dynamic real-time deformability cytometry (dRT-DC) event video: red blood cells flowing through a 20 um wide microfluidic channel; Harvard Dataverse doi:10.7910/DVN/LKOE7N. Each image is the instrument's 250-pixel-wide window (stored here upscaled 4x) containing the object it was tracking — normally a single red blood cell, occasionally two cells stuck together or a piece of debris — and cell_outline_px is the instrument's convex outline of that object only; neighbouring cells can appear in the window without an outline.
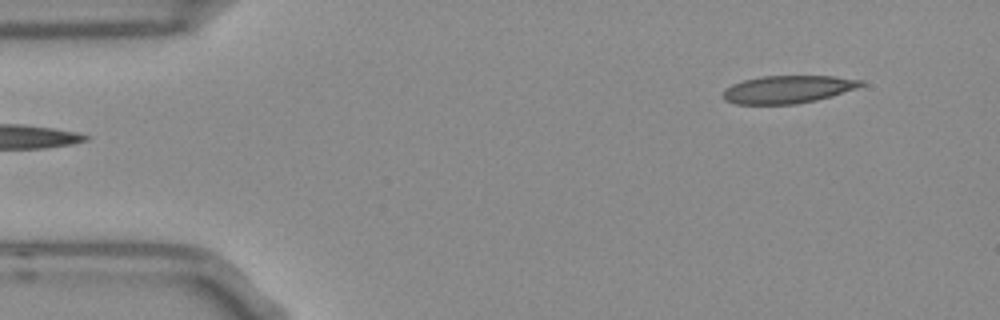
{"species": "Egyptian fruit bat (a non-hibernating species)", "species_latin": "Rousettus aegyptiacus", "temperature_condition": "room temperature", "stored_images_in_passage": 49, "camera_frame_rate_fps": 3000, "um_per_image_px": 0.085, "frame": {"image": 1, "passage_image": 1, "time_ms": 0.0, "image_size_px": [1000, 320], "cell_outline_px": [[864, 84], [856, 88], [832, 96], [816, 100], [796, 104], [736, 104], [724, 100], [724, 88], [732, 84], [744, 80], [760, 76], [832, 76], [864, 80]], "centroid_in_image_um": [66.96, 7.59], "position_along_channel_um": 18.0, "area_um2": 22.25}}
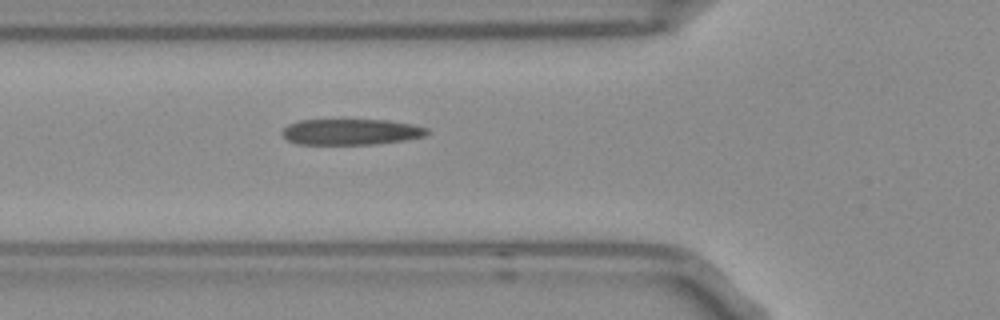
{"frame": {"image": 2, "passage_image": 14, "time_ms": 4.333, "image_size_px": [1000, 320], "cell_outline_px": [[428, 132], [424, 136], [404, 140], [372, 144], [296, 144], [280, 136], [280, 132], [288, 124], [300, 120], [388, 120], [412, 124], [428, 128]], "centroid_in_image_um": [29.78, 11.21], "position_along_channel_um": 96.0, "area_um2": 21.91}}
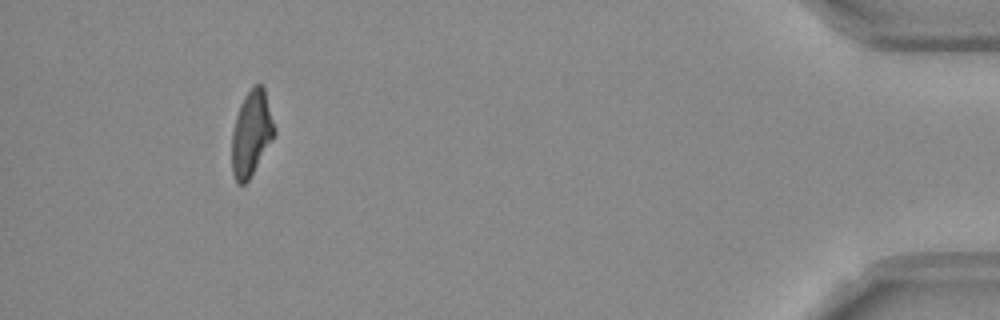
{"frame": {"image": 3, "passage_image": 45, "time_ms": 14.667, "image_size_px": [1000, 320], "cell_outline_px": [[276, 132], [272, 140], [248, 180], [244, 184], [236, 184], [232, 172], [232, 132], [236, 116], [240, 104], [244, 96], [252, 84], [260, 84], [264, 88], [276, 128]], "centroid_in_image_um": [21.36, 11.31], "position_along_channel_um": 413.8, "area_um2": 21.15}, "authors_computed_cell_mechanics": {"area_um2": 22.3686, "velocity_mm_per_s": 3.7493, "shape_relaxation_time_tau1_ms": null, "shape_relaxation_time_tau2_ms": 1.4987, "deformation_change_tau1": null, "deformation_change_tau2": 0.1169}}